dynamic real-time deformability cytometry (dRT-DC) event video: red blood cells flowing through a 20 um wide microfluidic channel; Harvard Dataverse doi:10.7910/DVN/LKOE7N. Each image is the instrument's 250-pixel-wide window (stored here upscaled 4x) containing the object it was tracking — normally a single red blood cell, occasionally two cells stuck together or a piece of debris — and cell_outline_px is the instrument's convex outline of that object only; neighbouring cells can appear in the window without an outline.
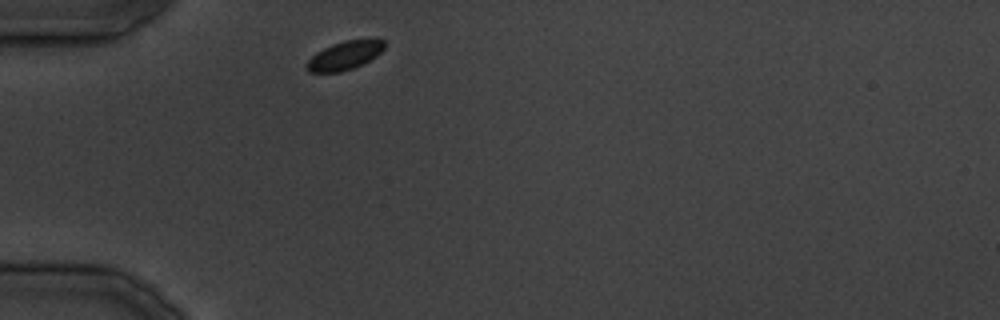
{"species": "common noctule bat (a hibernating species)", "species_latin": "Nyctalus noctula", "temperature_condition": "cold", "stored_images_in_passage": 16, "camera_frame_rate_fps": 3000, "um_per_image_px": 0.085, "animal": {"sex": "male", "body_mass_g": 19.5, "forearm_length_mm": 54.6}, "frame": {"image": 1, "passage_image": 1, "time_ms": 0.0, "image_size_px": [1000, 320], "cell_outline_px": [[388, 44], [376, 56], [352, 68], [340, 72], [308, 72], [304, 68], [304, 64], [316, 52], [332, 44], [344, 40], [372, 36], [384, 40]], "centroid_in_image_um": [29.33, 4.66], "position_along_channel_um": 55.7, "area_um2": 13.41}}